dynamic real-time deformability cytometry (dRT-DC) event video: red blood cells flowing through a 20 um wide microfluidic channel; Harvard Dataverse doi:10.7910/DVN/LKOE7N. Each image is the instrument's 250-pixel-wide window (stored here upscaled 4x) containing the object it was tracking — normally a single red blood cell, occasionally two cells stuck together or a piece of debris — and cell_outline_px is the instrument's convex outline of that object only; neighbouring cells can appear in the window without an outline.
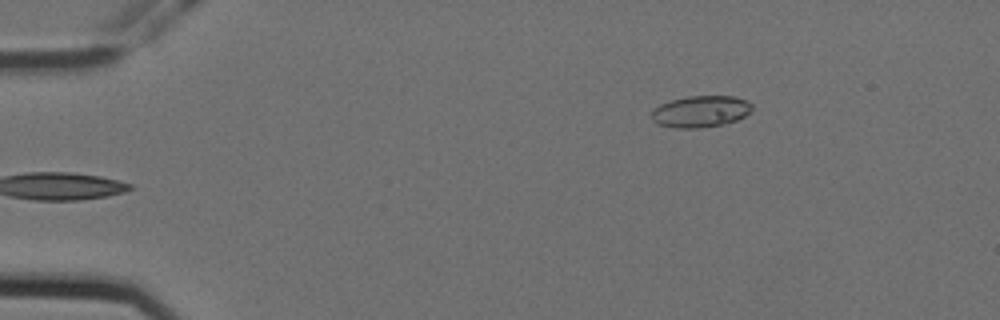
{"species": "Egyptian fruit bat (a non-hibernating species)", "species_latin": "Rousettus aegyptiacus", "temperature_condition": "cold", "stored_images_in_passage": 4, "camera_frame_rate_fps": 3000, "um_per_image_px": 0.085, "animal": {"sex": "female"}, "frame": {"image": 1, "passage_image": 4, "time_ms": 1.0, "image_size_px": [1000, 320], "cell_outline_px": [[752, 108], [744, 116], [736, 120], [720, 124], [696, 128], [676, 128], [656, 124], [652, 120], [652, 112], [660, 104], [672, 100], [688, 96], [736, 96], [748, 100], [752, 104]], "centroid_in_image_um": [59.55, 9.46], "position_along_channel_um": 25.5, "area_um2": 18.32}}